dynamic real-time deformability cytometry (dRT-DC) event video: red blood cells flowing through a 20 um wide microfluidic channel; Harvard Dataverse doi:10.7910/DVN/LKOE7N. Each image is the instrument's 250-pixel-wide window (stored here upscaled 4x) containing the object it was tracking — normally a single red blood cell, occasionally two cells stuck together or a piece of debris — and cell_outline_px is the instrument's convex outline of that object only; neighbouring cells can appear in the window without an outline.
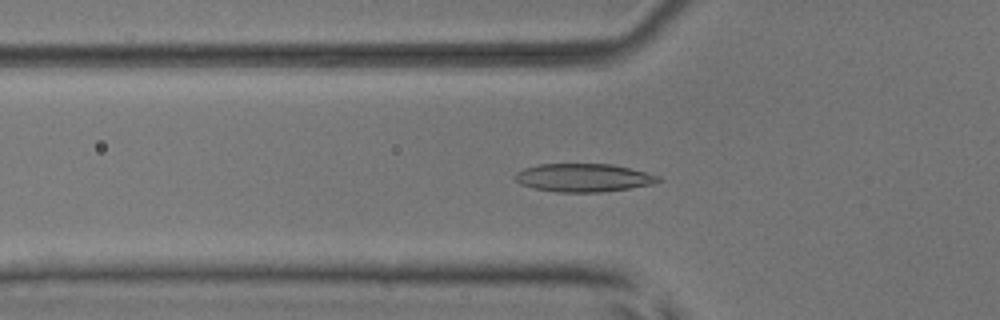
{"species": "common noctule bat (a hibernating species)", "species_latin": "Nyctalus noctula", "temperature_condition": "room temperature", "stored_images_in_passage": 40, "camera_frame_rate_fps": 3000, "um_per_image_px": 0.085, "animal": {"sex": "male", "body_mass_g": 17.9, "forearm_length_mm": 54.2}, "frame": {"image": 1, "passage_image": 9, "time_ms": 2.667, "image_size_px": [1000, 320], "cell_outline_px": [[664, 180], [652, 184], [628, 188], [600, 192], [556, 192], [536, 188], [520, 184], [512, 176], [516, 172], [524, 168], [540, 164], [612, 164], [660, 176]], "centroid_in_image_um": [49.58, 15.1], "position_along_channel_um": 76.2, "area_um2": 23.41}}
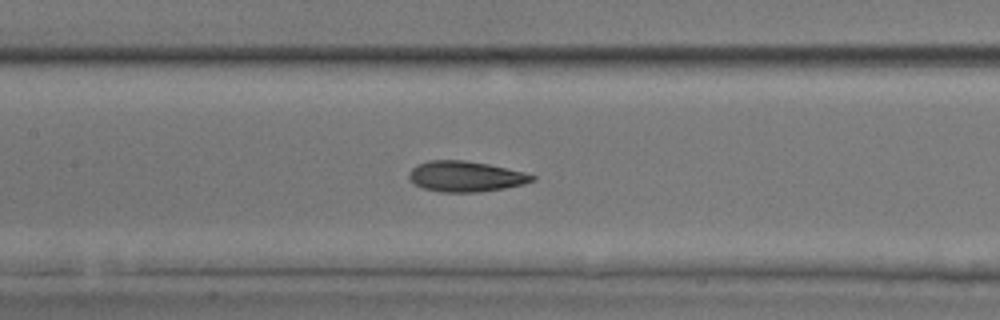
{"frame": {"image": 2, "passage_image": 16, "time_ms": 5.0, "image_size_px": [1000, 320], "cell_outline_px": [[536, 180], [524, 184], [504, 188], [480, 192], [440, 192], [424, 188], [416, 184], [408, 176], [408, 172], [416, 164], [428, 160], [464, 160], [488, 164], [524, 172], [536, 176]], "centroid_in_image_um": [39.58, 14.99], "position_along_channel_um": 167.8, "area_um2": 21.96}}
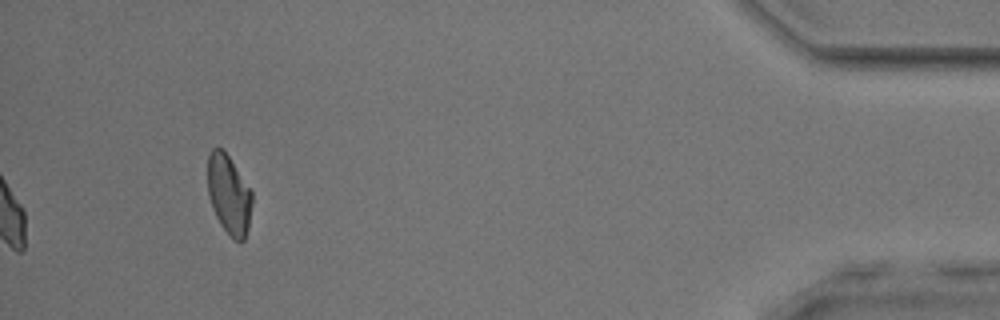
{"frame": {"image": 3, "passage_image": 40, "time_ms": 13.0, "image_size_px": [1000, 320], "cell_outline_px": [[252, 204], [248, 228], [244, 240], [240, 244], [232, 240], [220, 224], [212, 208], [208, 192], [208, 152], [212, 148], [224, 148], [252, 192]], "centroid_in_image_um": [19.46, 16.55], "position_along_channel_um": 415.7, "area_um2": 20.81}, "authors_computed_cell_mechanics": {"area_um2": 21.3282, "velocity_mm_per_s": 3.9168, "shape_relaxation_time_tau1_ms": 3.5372, "shape_relaxation_time_tau2_ms": 2.8992, "deformation_change_tau1": 0.1304, "deformation_change_tau2": 0.0899}}